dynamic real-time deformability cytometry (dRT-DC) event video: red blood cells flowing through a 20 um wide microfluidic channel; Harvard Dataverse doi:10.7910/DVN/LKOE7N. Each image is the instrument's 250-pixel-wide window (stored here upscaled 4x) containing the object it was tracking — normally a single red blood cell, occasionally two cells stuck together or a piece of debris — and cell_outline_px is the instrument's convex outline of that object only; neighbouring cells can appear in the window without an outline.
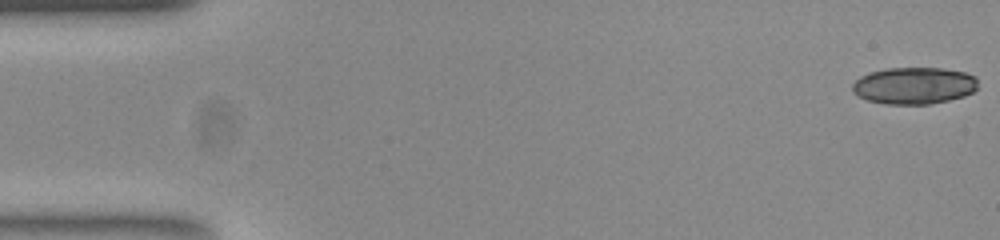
{"species": "common noctule bat (a hibernating species)", "species_latin": "Nyctalus noctula", "temperature_condition": "room temperature", "stored_images_in_passage": 22, "camera_frame_rate_fps": 3000, "um_per_image_px": 0.085, "animal": {"sex": "female", "body_mass_g": 23.0, "forearm_length_mm": 53.4}, "frame": {"image": 1, "passage_image": 1, "time_ms": 0.0, "image_size_px": [1000, 240], "cell_outline_px": [[976, 88], [972, 92], [964, 96], [948, 100], [928, 104], [884, 104], [868, 100], [852, 92], [852, 84], [860, 76], [868, 72], [888, 68], [944, 68], [964, 72], [976, 76]], "centroid_in_image_um": [77.67, 7.27], "position_along_channel_um": 7.3, "area_um2": 26.99}}
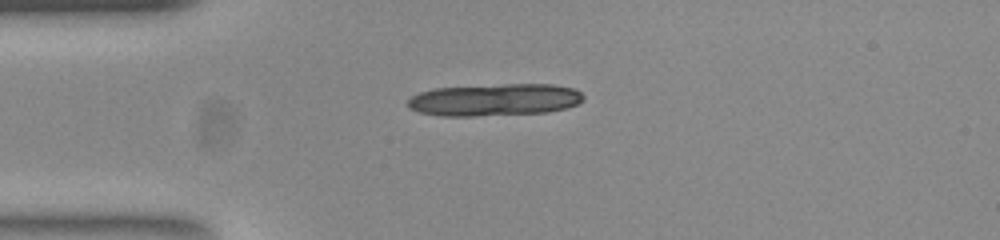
{"frame": {"image": 2, "passage_image": 13, "time_ms": 4.0, "image_size_px": [1000, 240], "cell_outline_px": [[584, 100], [576, 104], [564, 108], [548, 112], [476, 116], [440, 116], [420, 112], [408, 108], [408, 100], [412, 96], [420, 92], [436, 88], [504, 84], [552, 84], [572, 88], [580, 92], [584, 96]], "centroid_in_image_um": [42.04, 8.48], "position_along_channel_um": 43.0, "area_um2": 32.89}}